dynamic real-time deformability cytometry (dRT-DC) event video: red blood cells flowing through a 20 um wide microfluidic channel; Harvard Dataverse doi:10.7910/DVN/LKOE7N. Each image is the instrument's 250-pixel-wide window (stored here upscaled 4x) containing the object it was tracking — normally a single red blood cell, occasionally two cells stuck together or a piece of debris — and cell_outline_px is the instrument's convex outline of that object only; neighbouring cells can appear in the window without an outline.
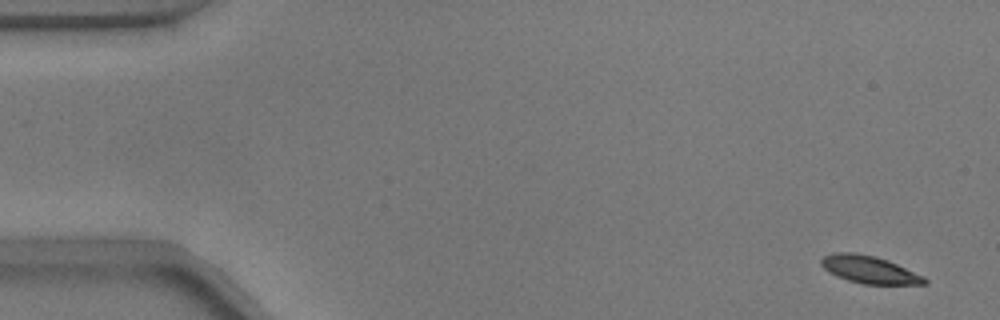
{"species": "common noctule bat (a hibernating species)", "species_latin": "Nyctalus noctula", "temperature_condition": "warm", "stored_images_in_passage": 55, "camera_frame_rate_fps": 3000, "um_per_image_px": 0.085, "animal": {"sex": "male", "body_mass_g": 17.9}, "frame": {"image": 1, "passage_image": 3, "time_ms": 0.667, "image_size_px": [1000, 320], "cell_outline_px": [[928, 284], [864, 284], [848, 280], [836, 276], [828, 272], [820, 264], [820, 260], [824, 256], [832, 252], [856, 252], [876, 256], [888, 260], [924, 276], [928, 280]], "centroid_in_image_um": [73.88, 22.9], "position_along_channel_um": 11.1, "area_um2": 16.7}}
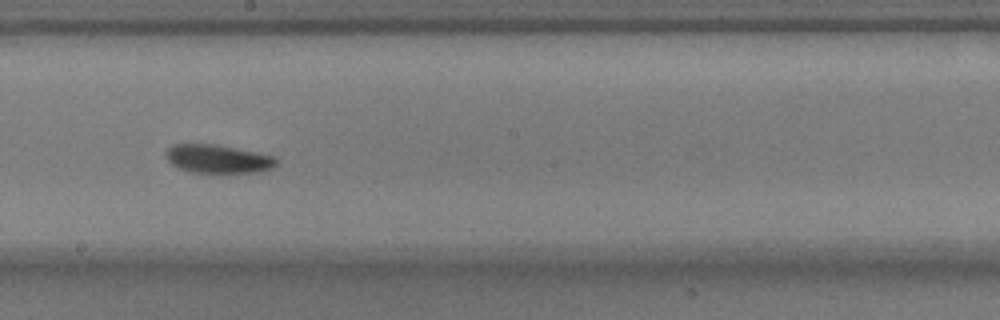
{"frame": {"image": 2, "passage_image": 31, "time_ms": 10.0, "image_size_px": [1000, 320], "cell_outline_px": [[276, 164], [272, 168], [260, 172], [188, 172], [176, 168], [164, 156], [164, 152], [172, 144], [216, 144], [276, 156]], "centroid_in_image_um": [18.48, 13.5], "position_along_channel_um": 229.7, "area_um2": 18.44}}
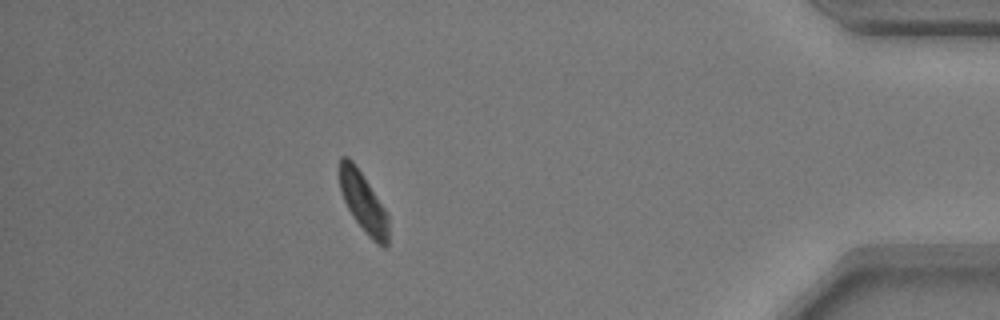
{"frame": {"image": 3, "passage_image": 49, "time_ms": 16.0, "image_size_px": [1000, 320], "cell_outline_px": [[388, 244], [384, 248], [376, 244], [364, 232], [352, 216], [344, 200], [340, 188], [340, 156], [348, 156], [352, 160], [384, 208], [388, 216]], "centroid_in_image_um": [30.88, 17.25], "position_along_channel_um": 404.3, "area_um2": 16.76}, "authors_computed_cell_mechanics": {"area_um2": 17.7446, "velocity_mm_per_s": 3.7001, "shape_relaxation_time_tau1_ms": 2.2417, "shape_relaxation_time_tau2_ms": null, "deformation_change_tau1": 0.0866, "deformation_change_tau2": null}}